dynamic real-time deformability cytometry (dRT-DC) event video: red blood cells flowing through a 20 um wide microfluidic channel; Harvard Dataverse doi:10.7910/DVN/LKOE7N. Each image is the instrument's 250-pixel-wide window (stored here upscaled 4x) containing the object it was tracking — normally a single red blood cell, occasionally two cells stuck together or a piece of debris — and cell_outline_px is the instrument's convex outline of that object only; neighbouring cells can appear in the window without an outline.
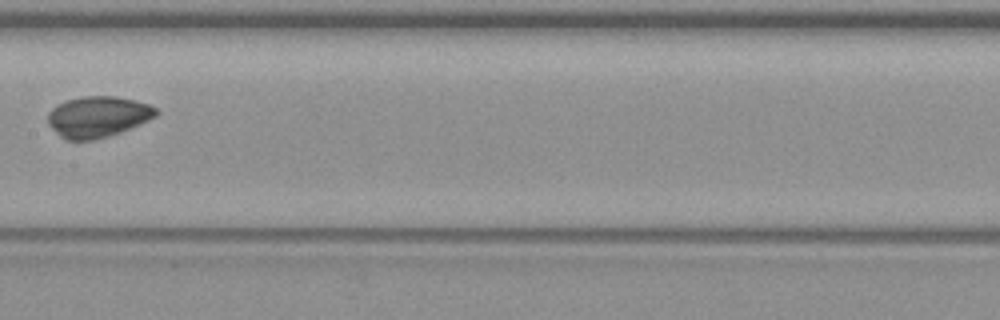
{"species": "common noctule bat (a hibernating species)", "species_latin": "Nyctalus noctula", "temperature_condition": "warm", "stored_images_in_passage": 8, "camera_frame_rate_fps": 3000, "um_per_image_px": 0.085, "animal": {"sex": "female", "body_mass_g": 19.3, "forearm_length_mm": 54.1}, "frame": {"image": 1, "passage_image": 8, "time_ms": 9.0, "image_size_px": [1000, 320], "cell_outline_px": [[160, 112], [156, 116], [140, 124], [120, 132], [108, 136], [92, 140], [68, 140], [60, 136], [48, 124], [48, 112], [56, 104], [64, 100], [84, 96], [116, 96], [136, 100], [148, 104], [156, 108]], "centroid_in_image_um": [8.31, 9.91], "position_along_channel_um": 199.1, "area_um2": 25.95}}